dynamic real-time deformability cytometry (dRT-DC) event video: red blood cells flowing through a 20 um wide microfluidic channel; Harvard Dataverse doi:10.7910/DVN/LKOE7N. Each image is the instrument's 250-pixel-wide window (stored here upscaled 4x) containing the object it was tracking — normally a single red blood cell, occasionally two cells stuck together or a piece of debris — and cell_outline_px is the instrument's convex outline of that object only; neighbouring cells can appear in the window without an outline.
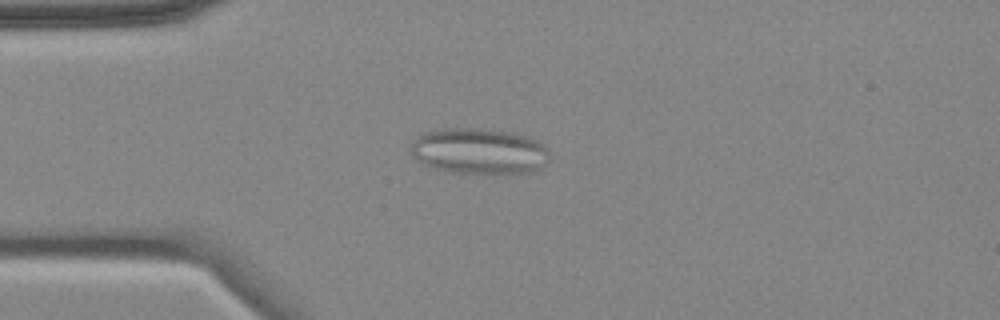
{"species": "common noctule bat (a hibernating species)", "species_latin": "Nyctalus noctula", "temperature_condition": "cold", "stored_images_in_passage": 4, "camera_frame_rate_fps": 3000, "um_per_image_px": 0.085, "animal": {"sex": "female", "body_mass_g": 18.4}, "frame": {"image": 1, "passage_image": 4, "time_ms": 3.667, "image_size_px": [1000, 320], "cell_outline_px": [[548, 160], [540, 168], [532, 172], [508, 176], [452, 172], [436, 168], [424, 164], [416, 160], [408, 148], [412, 140], [424, 132], [444, 128], [480, 128], [512, 132], [528, 136], [544, 144], [548, 148]], "centroid_in_image_um": [40.74, 12.87], "position_along_channel_um": 44.3, "area_um2": 38.21}}